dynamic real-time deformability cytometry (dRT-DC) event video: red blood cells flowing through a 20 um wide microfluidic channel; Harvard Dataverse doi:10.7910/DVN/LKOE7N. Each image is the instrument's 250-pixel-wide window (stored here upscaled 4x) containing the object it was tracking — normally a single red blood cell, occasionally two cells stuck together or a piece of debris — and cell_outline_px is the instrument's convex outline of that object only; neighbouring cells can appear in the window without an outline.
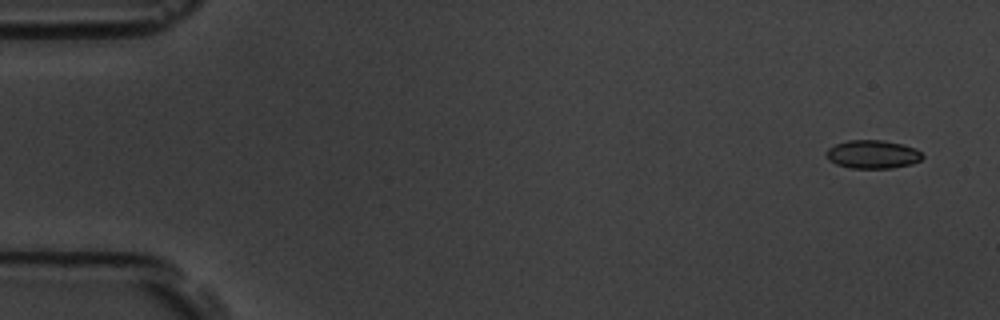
{"species": "common noctule bat (a hibernating species)", "species_latin": "Nyctalus noctula", "temperature_condition": "room temperature", "stored_images_in_passage": 5, "camera_frame_rate_fps": 3000, "um_per_image_px": 0.085, "animal": {"sex": "male", "body_mass_g": 19.5, "forearm_length_mm": 54.6}, "frame": {"image": 1, "passage_image": 1, "time_ms": 0.0, "image_size_px": [1000, 320], "cell_outline_px": [[924, 156], [920, 160], [912, 164], [892, 168], [848, 168], [836, 164], [828, 160], [824, 152], [828, 148], [836, 144], [848, 140], [884, 140], [904, 144], [916, 148]], "centroid_in_image_um": [74.16, 13.11], "position_along_channel_um": 10.8, "area_um2": 16.13}}
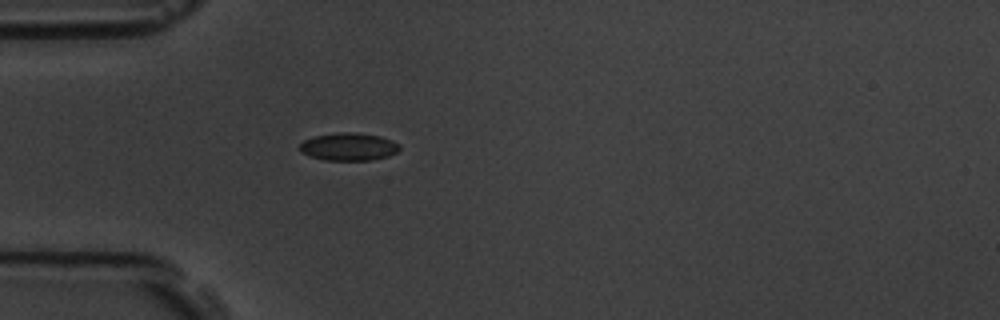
{"frame": {"image": 2, "passage_image": 5, "time_ms": 1.333, "image_size_px": [1000, 320], "cell_outline_px": [[400, 148], [396, 152], [388, 156], [368, 160], [324, 160], [300, 152], [300, 144], [304, 140], [312, 136], [340, 132], [356, 132], [380, 136], [392, 140], [400, 144]], "centroid_in_image_um": [29.64, 12.46], "position_along_channel_um": 55.4, "area_um2": 16.13}}